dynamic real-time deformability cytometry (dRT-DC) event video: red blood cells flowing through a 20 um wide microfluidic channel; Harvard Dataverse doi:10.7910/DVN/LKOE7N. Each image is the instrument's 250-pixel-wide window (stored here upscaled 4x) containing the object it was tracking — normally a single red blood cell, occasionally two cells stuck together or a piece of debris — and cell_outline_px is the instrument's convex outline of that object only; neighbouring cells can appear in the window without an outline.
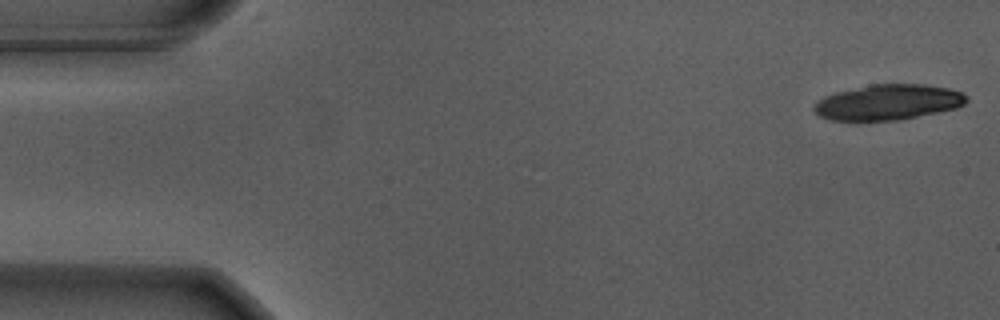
{"species": "Egyptian fruit bat (a non-hibernating species)", "species_latin": "Rousettus aegyptiacus", "temperature_condition": "warm", "stored_images_in_passage": 14, "camera_frame_rate_fps": 3000, "um_per_image_px": 0.085, "animal": {"sex": "male"}, "frame": {"image": 1, "passage_image": 1, "time_ms": 0.0, "image_size_px": [1000, 320], "cell_outline_px": [[968, 100], [964, 104], [956, 108], [900, 120], [828, 120], [820, 116], [812, 108], [816, 100], [824, 96], [836, 92], [868, 84], [924, 84], [948, 88], [964, 92], [968, 96]], "centroid_in_image_um": [75.49, 8.68], "position_along_channel_um": 9.5, "area_um2": 31.73}}